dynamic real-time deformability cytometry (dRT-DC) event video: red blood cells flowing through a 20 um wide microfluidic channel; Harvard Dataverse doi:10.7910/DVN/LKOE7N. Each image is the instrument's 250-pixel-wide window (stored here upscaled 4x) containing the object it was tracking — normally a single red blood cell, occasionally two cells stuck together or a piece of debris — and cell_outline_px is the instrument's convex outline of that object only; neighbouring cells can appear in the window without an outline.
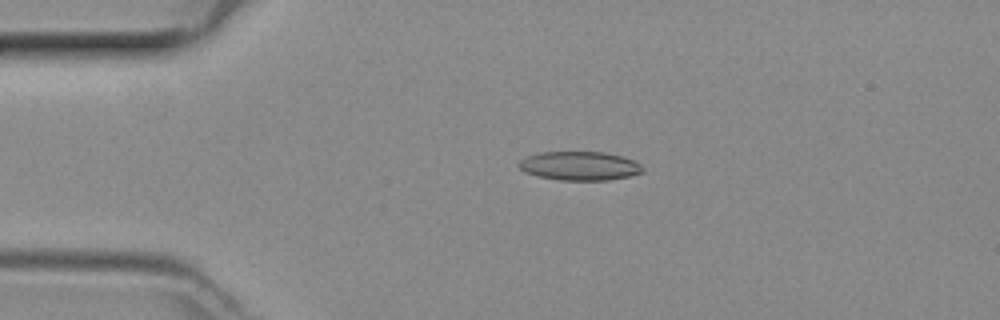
{"species": "common noctule bat (a hibernating species)", "species_latin": "Nyctalus noctula", "temperature_condition": "room temperature", "stored_images_in_passage": 40, "camera_frame_rate_fps": 3000, "um_per_image_px": 0.085, "animal": {"sex": "female", "body_mass_g": 29.2, "forearm_length_mm": 56.3}, "frame": {"image": 1, "passage_image": 2, "time_ms": 0.333, "image_size_px": [1000, 320], "cell_outline_px": [[644, 172], [628, 176], [608, 180], [560, 180], [536, 176], [524, 172], [516, 164], [520, 160], [528, 156], [540, 152], [604, 152], [620, 156], [632, 160], [640, 164], [644, 168]], "centroid_in_image_um": [49.24, 14.1], "position_along_channel_um": 35.8, "area_um2": 20.81}}
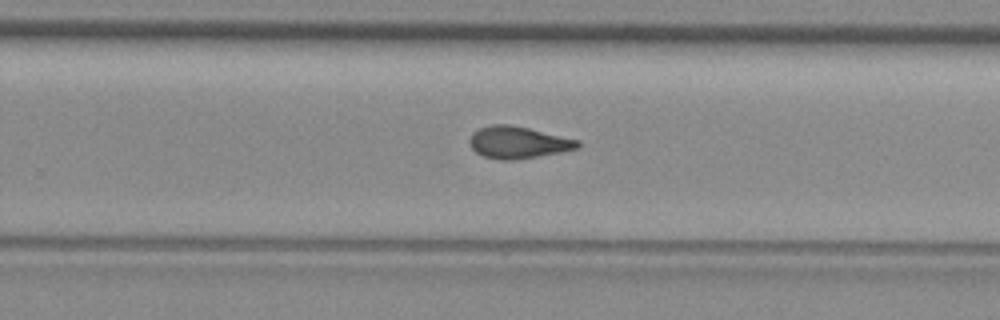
{"frame": {"image": 2, "passage_image": 22, "time_ms": 7.0, "image_size_px": [1000, 320], "cell_outline_px": [[580, 148], [560, 152], [516, 160], [496, 160], [484, 156], [476, 152], [472, 148], [468, 140], [472, 132], [480, 128], [492, 124], [508, 124], [528, 128], [580, 140]], "centroid_in_image_um": [44.03, 12.11], "position_along_channel_um": 285.8, "area_um2": 20.23}}
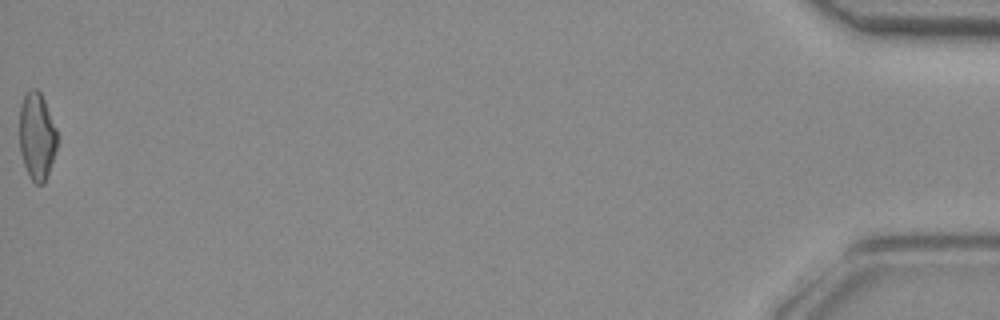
{"frame": {"image": 3, "passage_image": 40, "time_ms": 13.0, "image_size_px": [1000, 320], "cell_outline_px": [[56, 148], [44, 184], [36, 184], [28, 176], [20, 152], [20, 108], [24, 96], [32, 88], [36, 88], [40, 92], [44, 100], [56, 128]], "centroid_in_image_um": [3.12, 11.59], "position_along_channel_um": 432.1, "area_um2": 18.84}}